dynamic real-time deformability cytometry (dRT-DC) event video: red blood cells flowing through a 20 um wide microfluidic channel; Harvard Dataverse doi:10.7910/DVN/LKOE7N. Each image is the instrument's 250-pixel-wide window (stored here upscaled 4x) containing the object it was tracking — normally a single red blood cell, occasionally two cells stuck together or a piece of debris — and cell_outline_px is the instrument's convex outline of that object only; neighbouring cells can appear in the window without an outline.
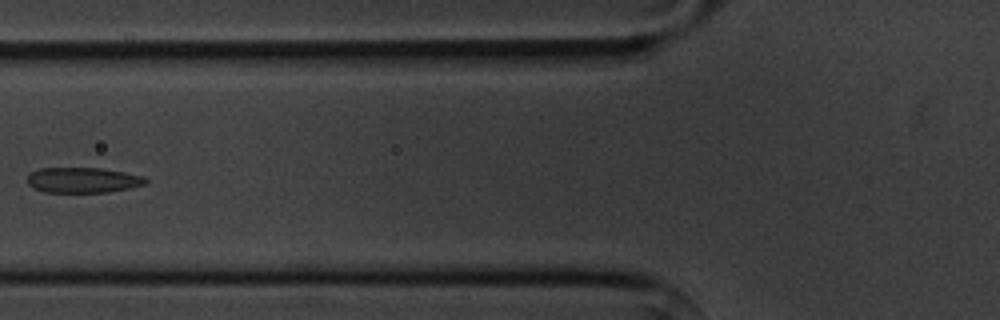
{"species": "common noctule bat (a hibernating species)", "species_latin": "Nyctalus noctula", "temperature_condition": "cold", "stored_images_in_passage": 3, "camera_frame_rate_fps": 3000, "um_per_image_px": 0.085, "animal": {"sex": "male", "body_mass_g": 20.1, "forearm_length_mm": 53.5}, "frame": {"image": 1, "passage_image": 2, "time_ms": 1.333, "image_size_px": [1000, 320], "cell_outline_px": [[148, 180], [144, 184], [128, 188], [108, 192], [44, 192], [28, 184], [28, 176], [32, 172], [40, 168], [100, 168], [124, 172], [144, 176]], "centroid_in_image_um": [7.06, 15.3], "position_along_channel_um": 118.7, "area_um2": 17.28}}
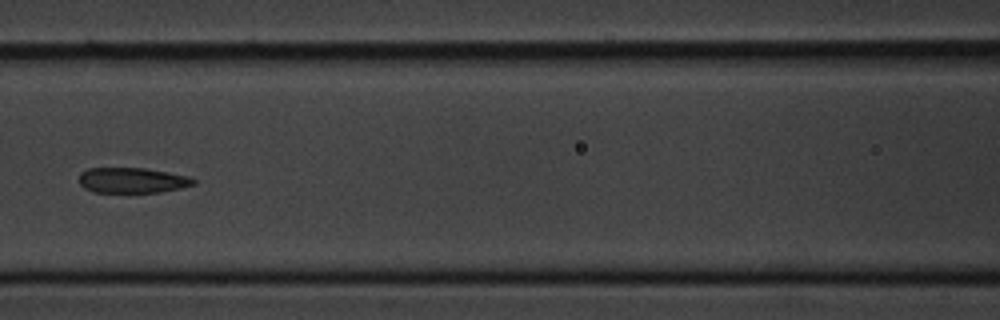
{"frame": {"image": 2, "passage_image": 3, "time_ms": 2.333, "image_size_px": [1000, 320], "cell_outline_px": [[196, 184], [180, 188], [160, 192], [92, 192], [84, 188], [80, 184], [80, 172], [88, 168], [144, 168], [188, 176], [196, 180]], "centroid_in_image_um": [11.23, 15.33], "position_along_channel_um": 155.4, "area_um2": 16.88}}